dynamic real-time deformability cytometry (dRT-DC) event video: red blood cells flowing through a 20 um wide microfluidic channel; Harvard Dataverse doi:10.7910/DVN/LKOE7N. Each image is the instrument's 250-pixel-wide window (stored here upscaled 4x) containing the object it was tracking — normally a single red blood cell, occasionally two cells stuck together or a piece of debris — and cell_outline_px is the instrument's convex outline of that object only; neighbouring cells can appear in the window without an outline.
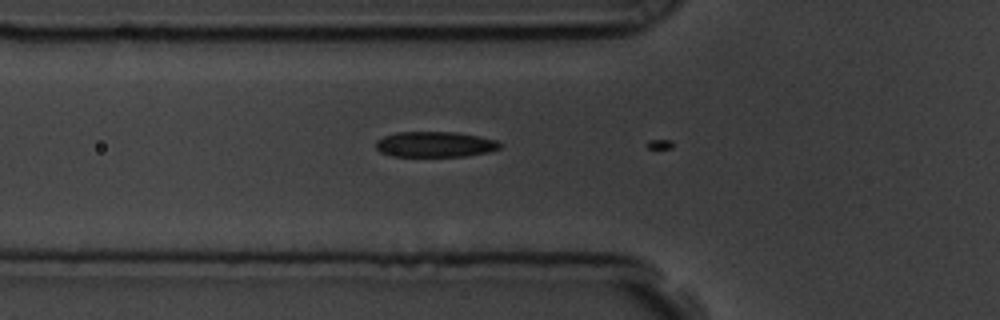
{"species": "common noctule bat (a hibernating species)", "species_latin": "Nyctalus noctula", "temperature_condition": "room temperature", "stored_images_in_passage": 4, "camera_frame_rate_fps": 3000, "um_per_image_px": 0.085, "animal": {"sex": "male", "body_mass_g": 19.5, "forearm_length_mm": 54.6}, "frame": {"image": 1, "passage_image": 3, "time_ms": 0.667, "image_size_px": [1000, 320], "cell_outline_px": [[500, 148], [488, 152], [464, 156], [392, 156], [380, 152], [376, 148], [376, 140], [384, 136], [396, 132], [456, 132], [480, 136], [496, 140], [500, 144]], "centroid_in_image_um": [36.95, 12.26], "position_along_channel_um": 88.8, "area_um2": 18.44}}